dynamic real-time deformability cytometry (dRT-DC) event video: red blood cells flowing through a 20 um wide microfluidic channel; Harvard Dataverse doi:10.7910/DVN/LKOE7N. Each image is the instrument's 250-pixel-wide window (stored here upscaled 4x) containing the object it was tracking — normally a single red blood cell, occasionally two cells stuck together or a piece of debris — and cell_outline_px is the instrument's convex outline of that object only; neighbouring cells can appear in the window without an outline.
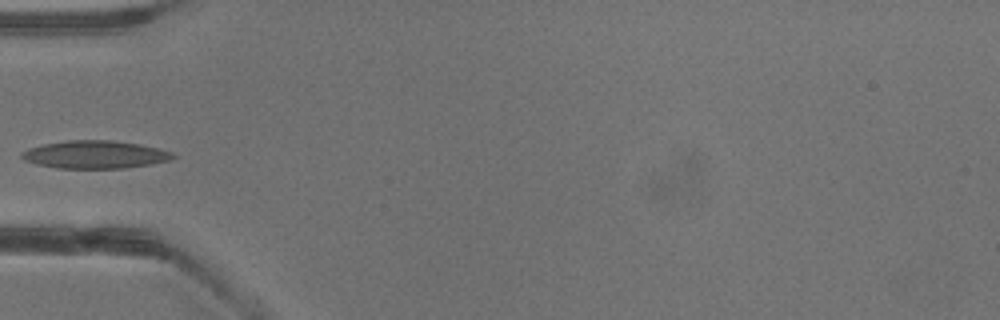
{"species": "common noctule bat (a hibernating species)", "species_latin": "Nyctalus noctula", "temperature_condition": "warm", "stored_images_in_passage": 3, "camera_frame_rate_fps": 3000, "um_per_image_px": 0.085, "animal": {"sex": "male", "body_mass_g": 13.3}, "frame": {"image": 1, "passage_image": 3, "time_ms": 4.0, "image_size_px": [1000, 320], "cell_outline_px": [[176, 156], [172, 160], [152, 164], [124, 168], [56, 168], [36, 164], [24, 160], [20, 156], [20, 152], [28, 148], [44, 144], [68, 140], [108, 140], [140, 144], [160, 148], [172, 152]], "centroid_in_image_um": [8.09, 13.14], "position_along_channel_um": 76.9, "area_um2": 24.68}}